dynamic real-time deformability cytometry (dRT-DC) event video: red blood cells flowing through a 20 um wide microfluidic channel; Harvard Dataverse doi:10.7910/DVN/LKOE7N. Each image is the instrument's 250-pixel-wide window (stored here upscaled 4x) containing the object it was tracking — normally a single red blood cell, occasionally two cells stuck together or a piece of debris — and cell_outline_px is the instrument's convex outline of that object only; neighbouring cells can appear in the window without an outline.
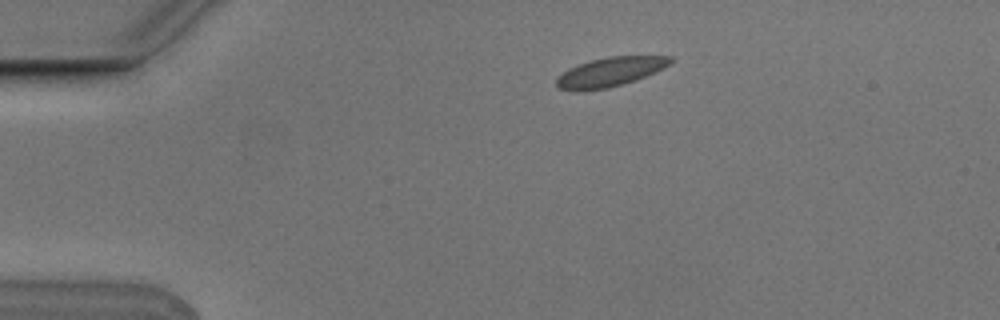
{"species": "Egyptian fruit bat (a non-hibernating species)", "species_latin": "Rousettus aegyptiacus", "temperature_condition": "cold", "stored_images_in_passage": 2, "camera_frame_rate_fps": 3000, "um_per_image_px": 0.085, "animal": {"sex": "male"}, "frame": {"image": 1, "passage_image": 2, "time_ms": 0.333, "image_size_px": [1000, 320], "cell_outline_px": [[672, 60], [664, 68], [636, 80], [608, 88], [576, 92], [560, 88], [556, 84], [556, 76], [568, 68], [592, 60], [608, 56], [672, 56]], "centroid_in_image_um": [51.81, 6.13], "position_along_channel_um": 33.2, "area_um2": 19.42}}